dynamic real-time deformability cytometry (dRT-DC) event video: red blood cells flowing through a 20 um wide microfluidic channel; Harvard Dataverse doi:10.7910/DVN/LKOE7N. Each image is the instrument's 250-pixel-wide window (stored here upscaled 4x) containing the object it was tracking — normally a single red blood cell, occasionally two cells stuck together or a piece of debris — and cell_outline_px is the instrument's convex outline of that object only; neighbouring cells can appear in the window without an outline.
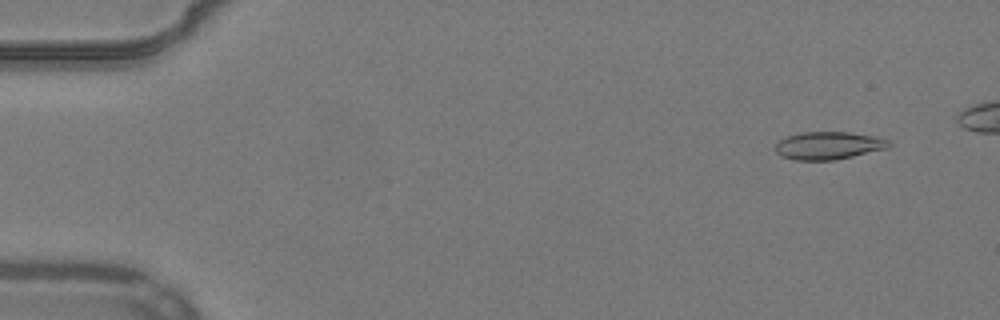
{"species": "common noctule bat (a hibernating species)", "species_latin": "Nyctalus noctula", "temperature_condition": "warm", "stored_images_in_passage": 48, "camera_frame_rate_fps": 3000, "um_per_image_px": 0.085, "animal": {"sex": "male", "body_mass_g": 19.2, "forearm_length_mm": 51.8}, "frame": {"image": 1, "passage_image": 4, "time_ms": 1.0, "image_size_px": [1000, 320], "cell_outline_px": [[892, 144], [888, 148], [836, 160], [796, 160], [780, 156], [776, 152], [776, 144], [780, 140], [788, 136], [800, 132], [848, 132], [876, 136], [892, 140]], "centroid_in_image_um": [70.47, 12.37], "position_along_channel_um": 14.5, "area_um2": 18.5}}
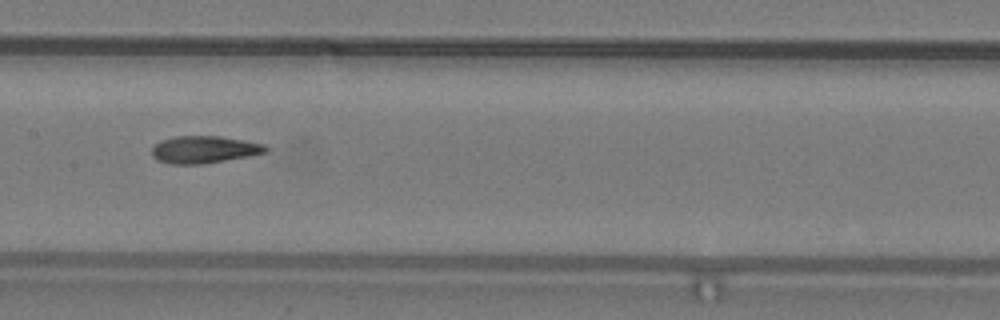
{"frame": {"image": 2, "passage_image": 27, "time_ms": 8.667, "image_size_px": [1000, 320], "cell_outline_px": [[268, 152], [248, 156], [200, 164], [168, 164], [156, 160], [152, 156], [152, 148], [160, 140], [176, 136], [220, 136], [244, 140], [264, 144], [268, 148]], "centroid_in_image_um": [17.33, 12.71], "position_along_channel_um": 190.1, "area_um2": 18.09}}
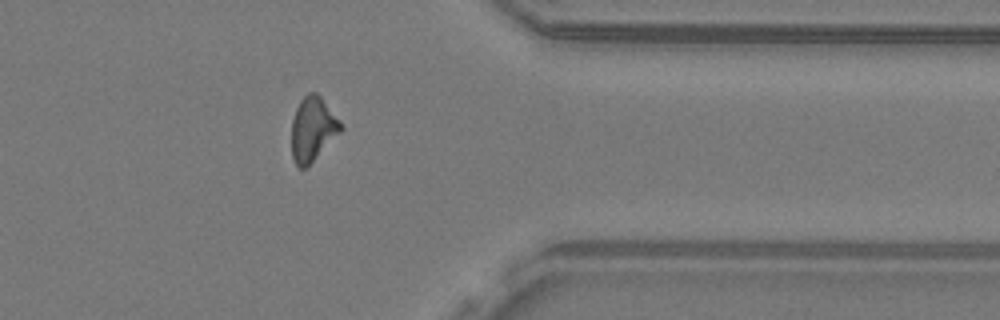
{"frame": {"image": 3, "passage_image": 43, "time_ms": 14.0, "image_size_px": [1000, 320], "cell_outline_px": [[344, 128], [304, 168], [300, 168], [296, 164], [292, 156], [292, 120], [296, 108], [300, 100], [308, 92], [316, 92], [320, 96], [340, 120]], "centroid_in_image_um": [26.57, 10.92], "position_along_channel_um": 384.8, "area_um2": 17.98}}